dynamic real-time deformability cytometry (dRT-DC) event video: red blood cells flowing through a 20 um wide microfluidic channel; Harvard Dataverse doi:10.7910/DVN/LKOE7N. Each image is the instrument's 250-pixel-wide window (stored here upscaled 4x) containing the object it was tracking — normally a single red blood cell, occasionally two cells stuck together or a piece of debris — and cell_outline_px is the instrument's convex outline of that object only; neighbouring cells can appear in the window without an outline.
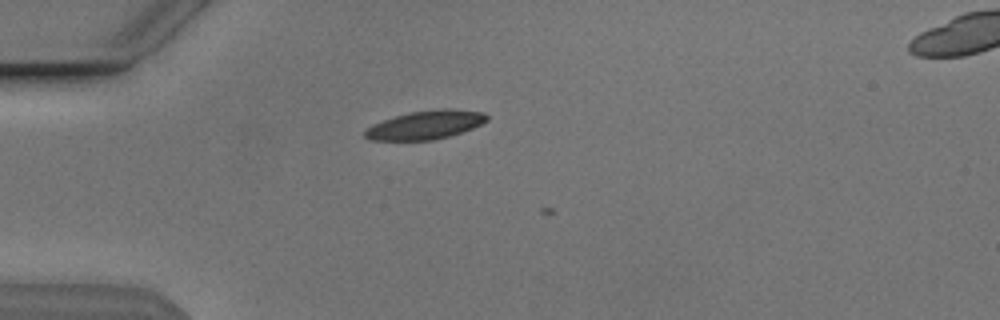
{"species": "Egyptian fruit bat (a non-hibernating species)", "species_latin": "Rousettus aegyptiacus", "temperature_condition": "cold", "stored_images_in_passage": 4, "camera_frame_rate_fps": 3000, "um_per_image_px": 0.085, "animal": {"sex": "male"}, "frame": {"image": 1, "passage_image": 1, "time_ms": 0.0, "image_size_px": [1000, 320], "cell_outline_px": [[488, 120], [472, 128], [448, 136], [432, 140], [372, 140], [364, 136], [364, 132], [372, 124], [408, 112], [444, 108], [448, 108], [484, 112], [488, 116]], "centroid_in_image_um": [36.17, 10.61], "position_along_channel_um": 48.8, "area_um2": 20.11}}